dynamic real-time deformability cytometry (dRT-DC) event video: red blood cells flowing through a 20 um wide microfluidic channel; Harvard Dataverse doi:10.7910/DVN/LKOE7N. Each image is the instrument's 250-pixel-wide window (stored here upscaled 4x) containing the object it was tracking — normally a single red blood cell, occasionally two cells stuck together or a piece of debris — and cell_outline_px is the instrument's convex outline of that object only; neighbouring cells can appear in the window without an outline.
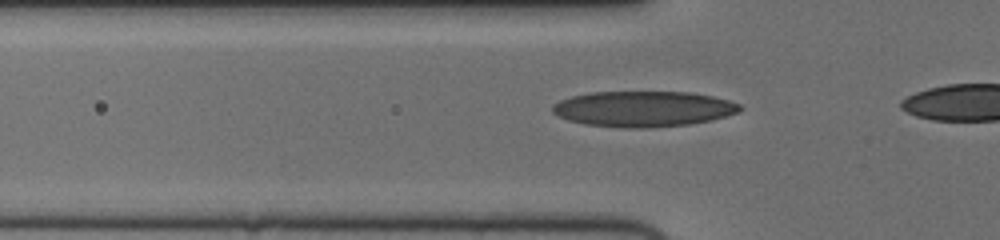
{"species": "human", "species_latin": "Homo sapiens", "temperature_condition": "cold", "stored_images_in_passage": 17, "camera_frame_rate_fps": 3000, "um_per_image_px": 0.085, "donor": {"sex": "female"}, "frame": {"image": 1, "passage_image": 14, "time_ms": 4.333, "image_size_px": [1000, 240], "cell_outline_px": [[744, 108], [740, 112], [712, 120], [688, 124], [648, 128], [624, 128], [584, 124], [568, 120], [552, 112], [552, 104], [560, 100], [572, 96], [588, 92], [692, 92], [712, 96], [728, 100], [740, 104]], "centroid_in_image_um": [54.69, 9.25], "position_along_channel_um": 71.1, "area_um2": 39.13}}